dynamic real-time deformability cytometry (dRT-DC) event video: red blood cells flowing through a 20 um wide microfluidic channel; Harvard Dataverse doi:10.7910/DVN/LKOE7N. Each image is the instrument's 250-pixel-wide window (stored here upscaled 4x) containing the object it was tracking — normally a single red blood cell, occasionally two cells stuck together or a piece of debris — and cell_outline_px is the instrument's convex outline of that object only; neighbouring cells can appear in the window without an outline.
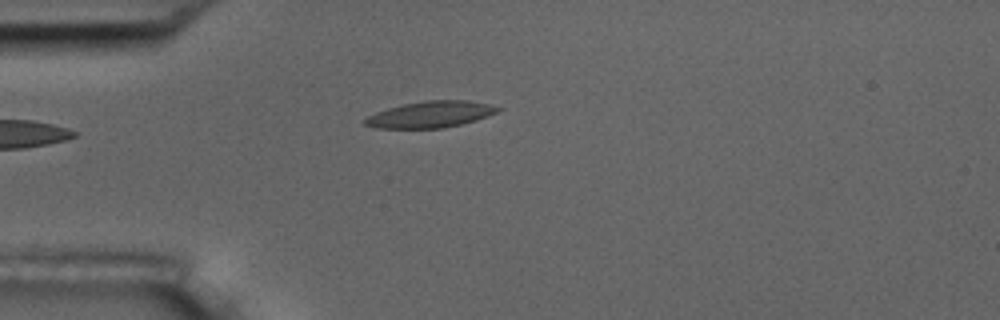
{"species": "common noctule bat (a hibernating species)", "species_latin": "Nyctalus noctula", "temperature_condition": "room temperature", "stored_images_in_passage": 1, "camera_frame_rate_fps": 3000, "um_per_image_px": 0.085, "animal": {"sex": "male", "body_mass_g": 17.5, "forearm_length_mm": 52.3}, "frame": {"image": 1, "passage_image": 1, "time_ms": 0.0, "image_size_px": [1000, 320], "cell_outline_px": [[504, 108], [496, 112], [476, 120], [444, 128], [376, 128], [364, 124], [364, 120], [368, 116], [376, 112], [388, 108], [404, 104], [424, 100], [468, 100], [492, 104]], "centroid_in_image_um": [36.62, 9.71], "position_along_channel_um": 48.4, "area_um2": 20.4}}